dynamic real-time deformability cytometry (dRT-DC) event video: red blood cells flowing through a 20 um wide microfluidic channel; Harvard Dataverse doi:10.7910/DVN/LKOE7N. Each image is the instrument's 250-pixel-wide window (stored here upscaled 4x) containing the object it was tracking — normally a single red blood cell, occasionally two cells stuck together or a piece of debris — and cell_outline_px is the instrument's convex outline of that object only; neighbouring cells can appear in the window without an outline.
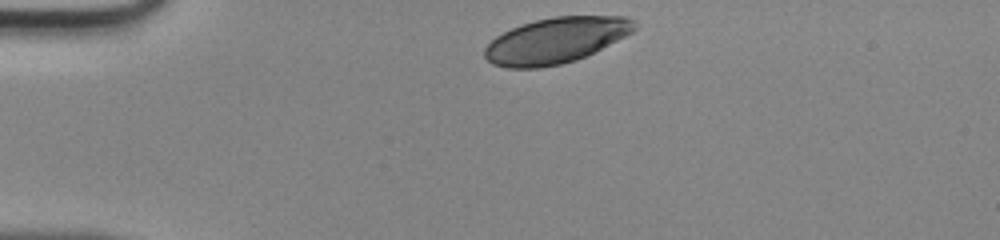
{"species": "human", "species_latin": "Homo sapiens", "temperature_condition": "room temperature", "stored_images_in_passage": 32, "camera_frame_rate_fps": 3000, "um_per_image_px": 0.085, "donor": {"sex": "male"}, "frame": {"image": 1, "passage_image": 1, "time_ms": 0.0, "image_size_px": [1000, 240], "cell_outline_px": [[636, 28], [632, 32], [576, 60], [560, 64], [540, 68], [508, 68], [492, 64], [484, 56], [484, 48], [496, 36], [512, 28], [536, 20], [552, 16], [624, 16], [632, 20], [636, 24]], "centroid_in_image_um": [47.21, 3.44], "position_along_channel_um": 37.8, "area_um2": 39.42}}
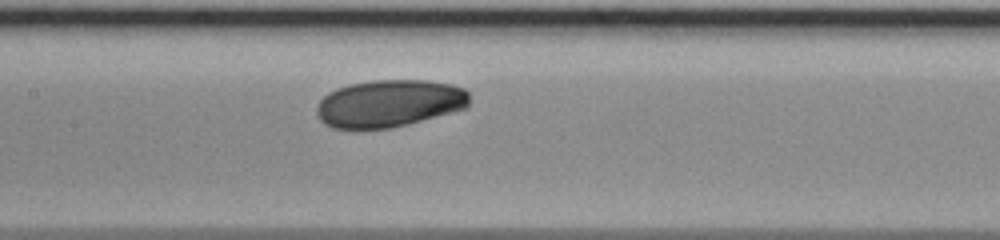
{"frame": {"image": 2, "passage_image": 14, "time_ms": 4.333, "image_size_px": [1000, 240], "cell_outline_px": [[468, 108], [408, 124], [392, 128], [332, 128], [324, 124], [320, 120], [316, 112], [316, 104], [328, 92], [336, 88], [348, 84], [372, 80], [428, 80], [452, 84], [464, 88], [468, 92]], "centroid_in_image_um": [33.08, 8.78], "position_along_channel_um": 174.3, "area_um2": 42.48}}
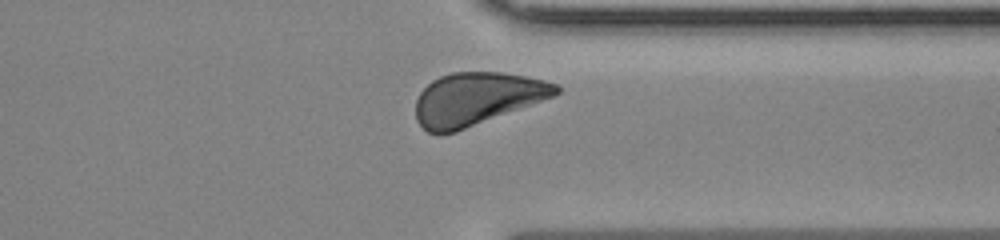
{"frame": {"image": 3, "passage_image": 28, "time_ms": 9.0, "image_size_px": [1000, 240], "cell_outline_px": [[560, 92], [552, 96], [456, 132], [440, 136], [428, 132], [416, 120], [416, 100], [420, 92], [432, 80], [440, 76], [452, 72], [504, 72], [544, 80], [556, 84], [560, 88]], "centroid_in_image_um": [40.46, 8.41], "position_along_channel_um": 370.9, "area_um2": 42.77}}